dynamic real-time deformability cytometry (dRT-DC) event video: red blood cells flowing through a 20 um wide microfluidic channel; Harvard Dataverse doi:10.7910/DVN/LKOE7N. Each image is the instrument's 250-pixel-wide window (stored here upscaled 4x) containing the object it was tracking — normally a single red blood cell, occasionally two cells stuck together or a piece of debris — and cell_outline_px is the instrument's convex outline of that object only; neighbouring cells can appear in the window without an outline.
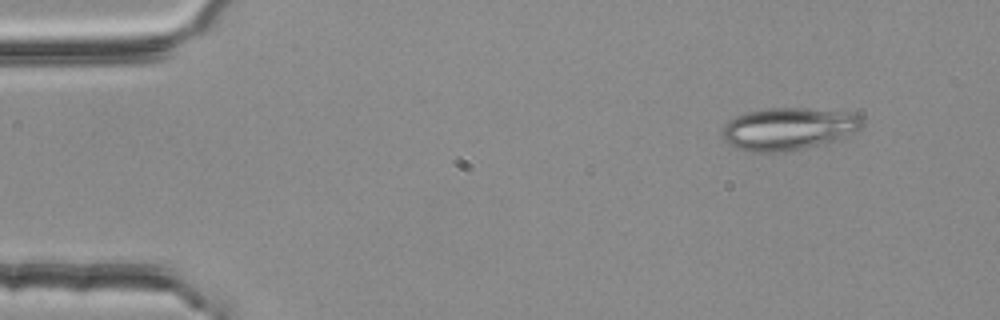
{"species": "common noctule bat (a hibernating species)", "species_latin": "Nyctalus noctula", "temperature_condition": "room temperature", "stored_images_in_passage": 3, "camera_frame_rate_fps": 3000, "um_per_image_px": 0.085, "animal": {"sex": "female", "body_mass_g": 25.1}, "frame": {"image": 1, "passage_image": 1, "time_ms": 0.0, "image_size_px": [1000, 320], "cell_outline_px": [[864, 124], [860, 128], [852, 132], [832, 140], [804, 148], [780, 152], [748, 152], [736, 148], [728, 144], [724, 140], [720, 132], [724, 124], [728, 120], [736, 116], [748, 112], [768, 108], [804, 108], [856, 112], [864, 120]], "centroid_in_image_um": [66.96, 10.93], "position_along_channel_um": 18.0, "area_um2": 34.62}}